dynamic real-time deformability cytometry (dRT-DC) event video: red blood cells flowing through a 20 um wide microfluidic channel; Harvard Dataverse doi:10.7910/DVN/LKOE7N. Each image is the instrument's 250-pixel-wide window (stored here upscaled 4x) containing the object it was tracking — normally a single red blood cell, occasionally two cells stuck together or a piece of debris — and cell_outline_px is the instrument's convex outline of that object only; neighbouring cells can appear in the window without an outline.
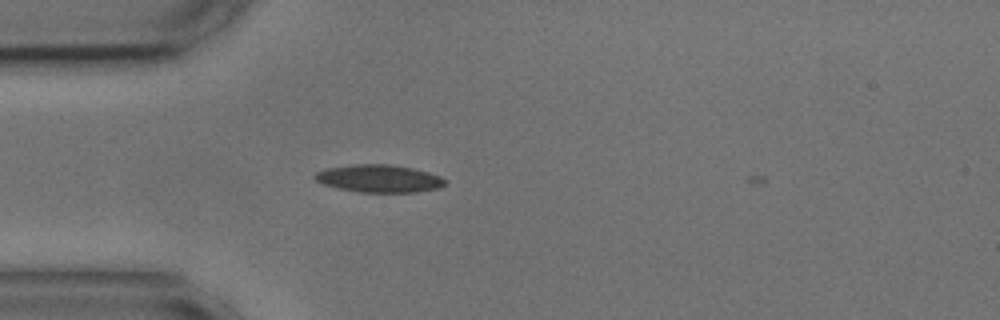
{"species": "common noctule bat (a hibernating species)", "species_latin": "Nyctalus noctula", "temperature_condition": "cold", "stored_images_in_passage": 38, "camera_frame_rate_fps": 3000, "um_per_image_px": 0.085, "animal": {"sex": "male", "body_mass_g": 17.9, "forearm_length_mm": 54.2}, "frame": {"image": 1, "passage_image": 2, "time_ms": 0.333, "image_size_px": [1000, 320], "cell_outline_px": [[448, 180], [444, 184], [436, 188], [416, 192], [360, 192], [340, 188], [324, 184], [316, 180], [312, 176], [316, 172], [328, 168], [352, 164], [392, 164], [412, 168], [428, 172], [440, 176]], "centroid_in_image_um": [32.22, 15.16], "position_along_channel_um": 52.8, "area_um2": 20.81}}
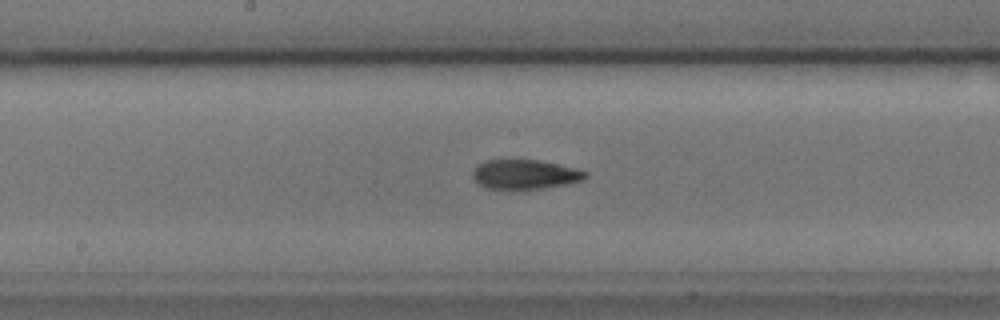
{"frame": {"image": 2, "passage_image": 15, "time_ms": 4.667, "image_size_px": [1000, 320], "cell_outline_px": [[588, 176], [584, 180], [564, 184], [540, 188], [508, 192], [484, 188], [472, 176], [472, 172], [476, 164], [484, 160], [540, 160], [576, 168], [588, 172]], "centroid_in_image_um": [44.57, 14.85], "position_along_channel_um": 203.6, "area_um2": 20.0}}
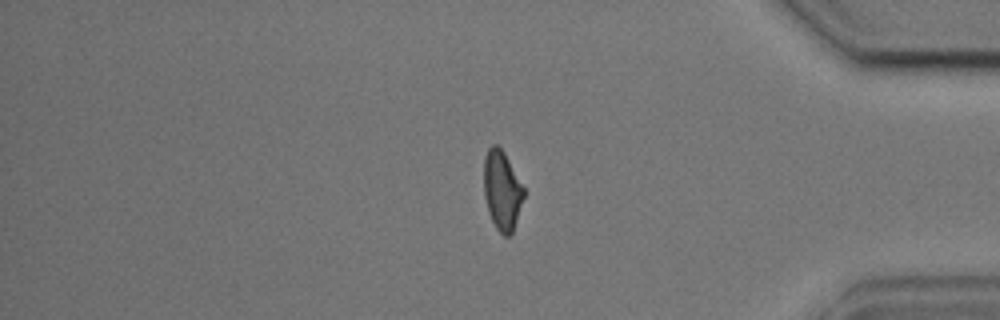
{"frame": {"image": 3, "passage_image": 33, "time_ms": 10.667, "image_size_px": [1000, 320], "cell_outline_px": [[524, 196], [512, 232], [508, 236], [504, 236], [496, 228], [488, 212], [484, 196], [484, 156], [488, 148], [492, 144], [496, 144], [504, 152], [524, 188]], "centroid_in_image_um": [42.65, 16.16], "position_along_channel_um": 392.6, "area_um2": 18.26}, "authors_computed_cell_mechanics": {"area_um2": 19.5075, "velocity_mm_per_s": 3.6109, "shape_relaxation_time_tau1_ms": 8.6804, "shape_relaxation_time_tau2_ms": 3.4674, "deformation_change_tau1": 0.1971, "deformation_change_tau2": 0.1059}}